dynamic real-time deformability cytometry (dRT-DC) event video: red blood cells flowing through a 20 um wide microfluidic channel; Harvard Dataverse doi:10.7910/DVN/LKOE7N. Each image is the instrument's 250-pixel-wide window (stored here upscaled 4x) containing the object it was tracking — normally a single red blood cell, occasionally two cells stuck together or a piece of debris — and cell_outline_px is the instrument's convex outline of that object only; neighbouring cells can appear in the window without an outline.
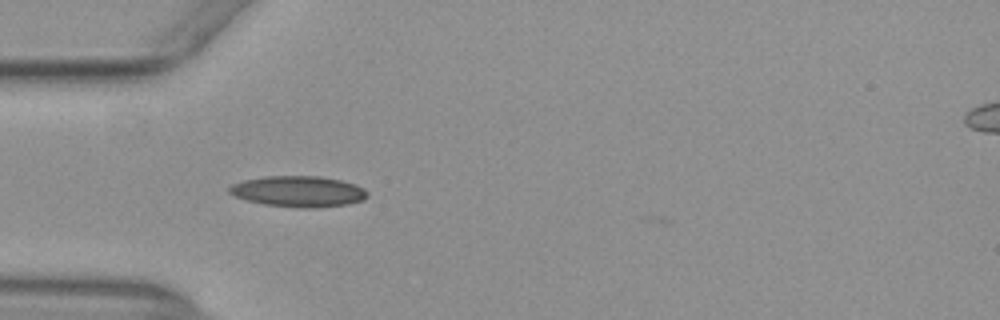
{"species": "common noctule bat (a hibernating species)", "species_latin": "Nyctalus noctula", "temperature_condition": "warm", "stored_images_in_passage": 36, "camera_frame_rate_fps": 3000, "um_per_image_px": 0.085, "animal": {"sex": "female", "body_mass_g": 29.2, "forearm_length_mm": 56.3}, "frame": {"image": 1, "passage_image": 2, "time_ms": 0.333, "image_size_px": [1000, 320], "cell_outline_px": [[368, 196], [364, 200], [348, 204], [316, 208], [296, 208], [264, 204], [248, 200], [236, 196], [228, 192], [228, 188], [232, 184], [244, 180], [264, 176], [320, 176], [340, 180], [356, 184], [364, 188], [368, 192]], "centroid_in_image_um": [25.4, 16.27], "position_along_channel_um": 59.6, "area_um2": 25.03}}
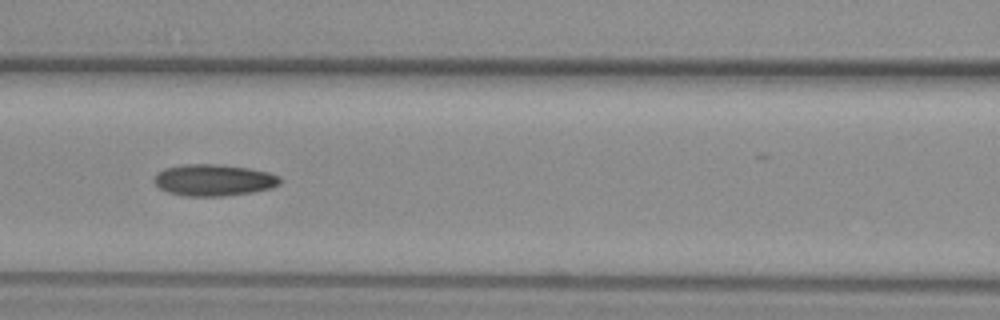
{"frame": {"image": 2, "passage_image": 9, "time_ms": 2.667, "image_size_px": [1000, 320], "cell_outline_px": [[280, 184], [272, 188], [252, 192], [224, 196], [184, 196], [168, 192], [160, 188], [152, 180], [156, 172], [164, 168], [184, 164], [220, 164], [248, 168], [268, 172], [280, 176]], "centroid_in_image_um": [18.14, 15.3], "position_along_channel_um": 148.5, "area_um2": 23.35}}
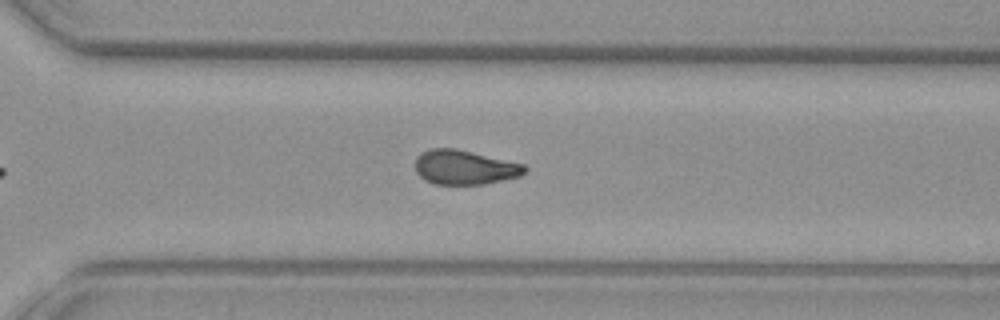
{"frame": {"image": 3, "passage_image": 23, "time_ms": 7.333, "image_size_px": [1000, 320], "cell_outline_px": [[528, 168], [520, 176], [484, 184], [432, 184], [424, 180], [416, 172], [416, 156], [420, 152], [428, 148], [456, 148], [524, 164]], "centroid_in_image_um": [39.46, 14.21], "position_along_channel_um": 331.1, "area_um2": 22.08}, "authors_computed_cell_mechanics": {"area_um2": 22.3975, "velocity_mm_per_s": 3.9288, "shape_relaxation_time_tau1_ms": null, "shape_relaxation_time_tau2_ms": 4.4203, "deformation_change_tau1": null, "deformation_change_tau2": 0.1001}}